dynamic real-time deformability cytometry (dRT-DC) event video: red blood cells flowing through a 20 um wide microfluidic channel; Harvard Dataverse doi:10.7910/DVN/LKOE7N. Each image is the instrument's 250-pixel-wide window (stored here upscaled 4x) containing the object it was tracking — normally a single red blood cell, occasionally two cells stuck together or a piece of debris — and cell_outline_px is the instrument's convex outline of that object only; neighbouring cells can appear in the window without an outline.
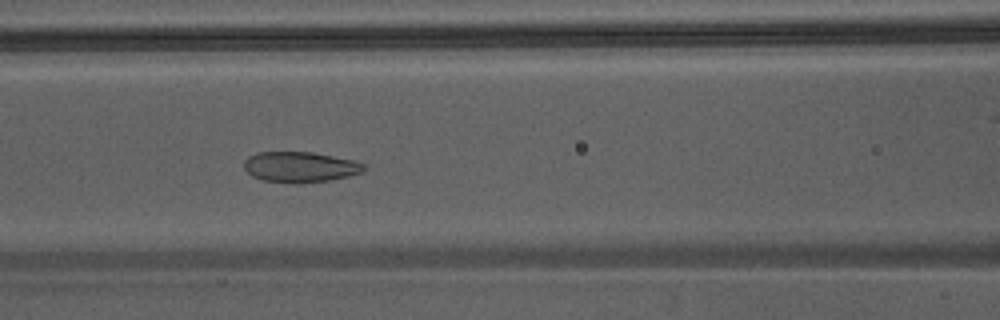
{"species": "Egyptian fruit bat (a non-hibernating species)", "species_latin": "Rousettus aegyptiacus", "temperature_condition": "warm", "stored_images_in_passage": 47, "camera_frame_rate_fps": 3000, "um_per_image_px": 0.085, "animal": {"sex": "male"}, "frame": {"image": 1, "passage_image": 22, "time_ms": 7.0, "image_size_px": [1000, 320], "cell_outline_px": [[368, 168], [360, 172], [348, 176], [328, 180], [296, 184], [292, 184], [264, 180], [252, 176], [244, 168], [244, 160], [248, 156], [256, 152], [312, 152], [352, 160], [364, 164]], "centroid_in_image_um": [25.47, 14.19], "position_along_channel_um": 141.1, "area_um2": 21.33}}
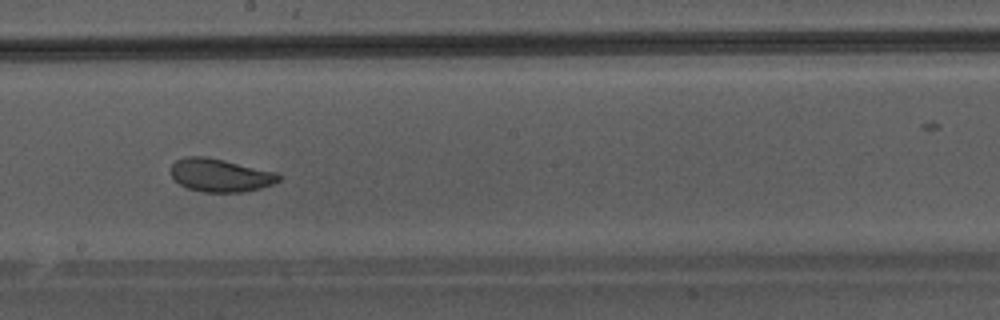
{"frame": {"image": 2, "passage_image": 28, "time_ms": 9.0, "image_size_px": [1000, 320], "cell_outline_px": [[280, 180], [272, 184], [260, 188], [244, 192], [204, 192], [188, 188], [180, 184], [172, 176], [172, 164], [176, 160], [184, 156], [204, 156], [224, 160], [276, 172], [280, 176]], "centroid_in_image_um": [18.72, 14.89], "position_along_channel_um": 229.5, "area_um2": 20.63}}
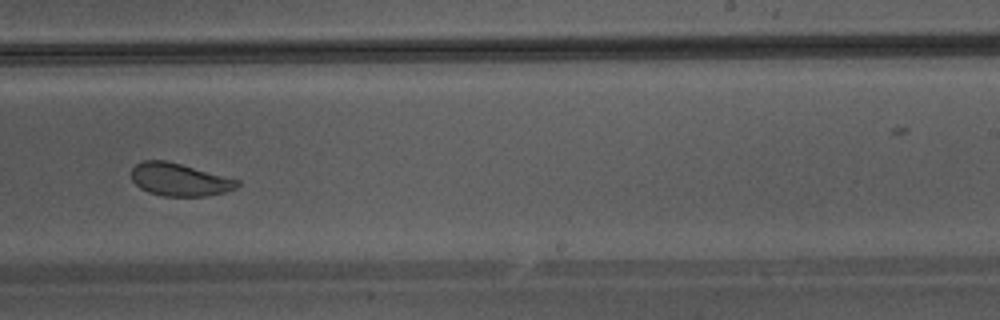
{"frame": {"image": 3, "passage_image": 31, "time_ms": 10.0, "image_size_px": [1000, 320], "cell_outline_px": [[240, 184], [236, 188], [224, 192], [208, 196], [164, 196], [148, 192], [140, 188], [132, 180], [132, 168], [136, 164], [144, 160], [164, 160], [180, 164], [240, 180]], "centroid_in_image_um": [15.25, 15.27], "position_along_channel_um": 273.7, "area_um2": 20.06}}